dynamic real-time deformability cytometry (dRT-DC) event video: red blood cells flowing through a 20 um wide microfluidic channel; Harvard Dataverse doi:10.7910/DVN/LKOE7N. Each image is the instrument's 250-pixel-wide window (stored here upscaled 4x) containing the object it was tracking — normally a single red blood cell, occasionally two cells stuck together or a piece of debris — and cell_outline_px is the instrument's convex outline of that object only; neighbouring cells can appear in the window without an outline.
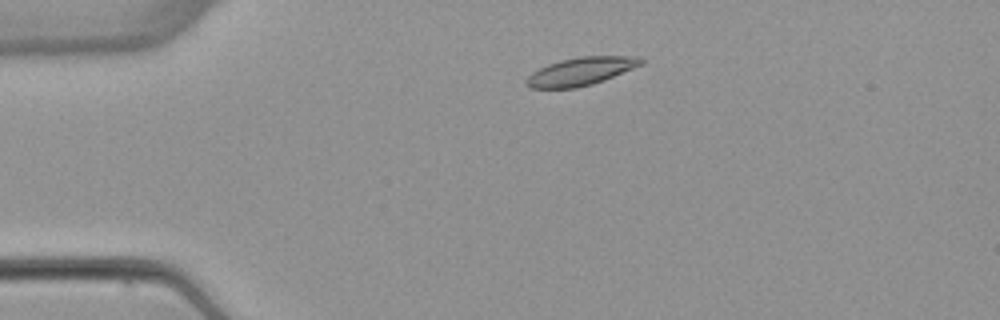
{"species": "common noctule bat (a hibernating species)", "species_latin": "Nyctalus noctula", "temperature_condition": "warm", "stored_images_in_passage": 3, "camera_frame_rate_fps": 3000, "um_per_image_px": 0.085, "animal": {"sex": "female", "body_mass_g": 22.7, "forearm_length_mm": 54.2}, "frame": {"image": 1, "passage_image": 2, "time_ms": 2.0, "image_size_px": [1000, 320], "cell_outline_px": [[644, 64], [604, 80], [592, 84], [576, 88], [528, 88], [524, 84], [524, 80], [532, 72], [548, 64], [560, 60], [580, 56], [640, 56], [644, 60]], "centroid_in_image_um": [49.37, 6.06], "position_along_channel_um": 35.6, "area_um2": 18.9}}